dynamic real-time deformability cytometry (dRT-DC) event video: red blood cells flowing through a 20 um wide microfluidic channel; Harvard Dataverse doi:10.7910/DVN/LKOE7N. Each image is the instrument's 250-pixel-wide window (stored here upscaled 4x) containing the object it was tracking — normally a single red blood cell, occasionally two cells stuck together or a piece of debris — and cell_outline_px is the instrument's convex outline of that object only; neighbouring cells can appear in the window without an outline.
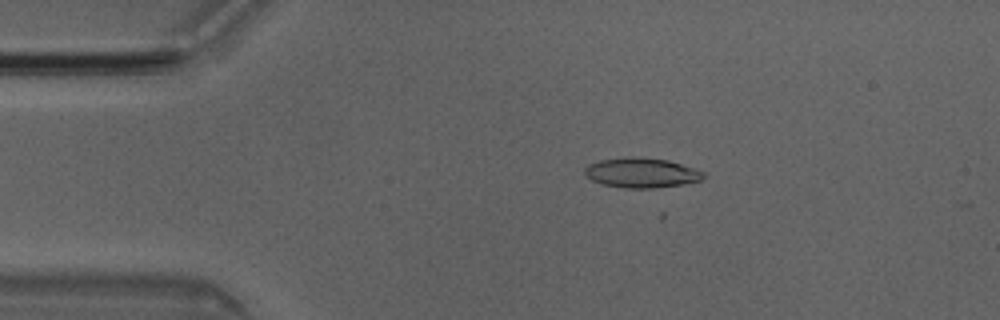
{"species": "Egyptian fruit bat (a non-hibernating species)", "species_latin": "Rousettus aegyptiacus", "temperature_condition": "room temperature", "stored_images_in_passage": 3, "camera_frame_rate_fps": 3000, "um_per_image_px": 0.085, "animal": {"sex": "male"}, "frame": {"image": 1, "passage_image": 2, "time_ms": 0.333, "image_size_px": [1000, 320], "cell_outline_px": [[704, 176], [700, 180], [684, 184], [652, 188], [624, 188], [604, 184], [592, 180], [584, 172], [584, 168], [588, 164], [600, 160], [632, 156], [668, 160], [704, 172]], "centroid_in_image_um": [54.5, 14.68], "position_along_channel_um": 30.5, "area_um2": 20.4}}